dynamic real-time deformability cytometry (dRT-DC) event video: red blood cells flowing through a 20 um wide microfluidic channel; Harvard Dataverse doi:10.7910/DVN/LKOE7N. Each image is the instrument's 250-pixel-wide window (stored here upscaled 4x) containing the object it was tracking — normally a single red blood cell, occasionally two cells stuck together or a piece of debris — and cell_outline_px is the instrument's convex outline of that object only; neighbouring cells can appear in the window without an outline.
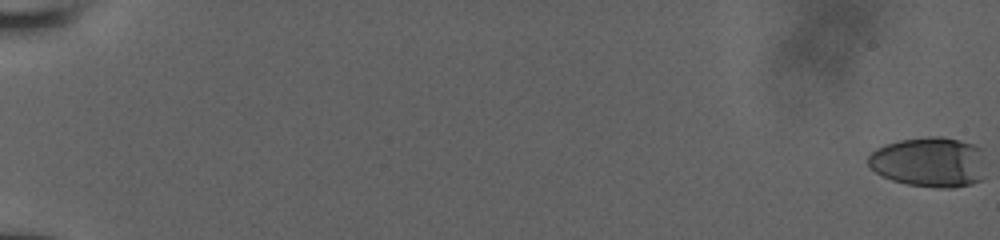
{"species": "human", "species_latin": "Homo sapiens", "temperature_condition": "room temperature", "stored_images_in_passage": 52, "camera_frame_rate_fps": 3000, "um_per_image_px": 0.085, "donor": {"sex": "male"}, "frame": {"image": 1, "passage_image": 1, "time_ms": 0.0, "image_size_px": [1000, 240], "cell_outline_px": [[984, 152], [980, 180], [972, 184], [952, 188], [944, 188], [908, 184], [892, 180], [876, 172], [868, 164], [868, 156], [876, 148], [884, 144], [900, 140], [928, 136], [940, 136], [960, 140], [984, 148]], "centroid_in_image_um": [78.99, 13.75], "position_along_channel_um": 6.0, "area_um2": 34.28}}
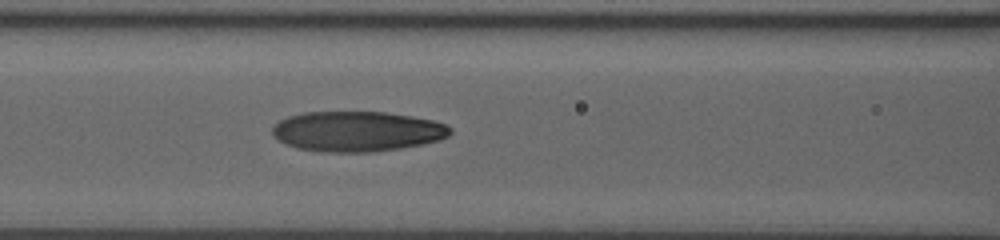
{"frame": {"image": 2, "passage_image": 30, "time_ms": 9.667, "image_size_px": [1000, 240], "cell_outline_px": [[452, 132], [448, 136], [440, 140], [424, 144], [400, 148], [372, 152], [320, 152], [296, 148], [280, 140], [272, 132], [272, 128], [280, 120], [288, 116], [304, 112], [384, 112], [412, 116], [432, 120], [444, 124], [452, 128]], "centroid_in_image_um": [30.38, 11.17], "position_along_channel_um": 136.2, "area_um2": 41.67}}
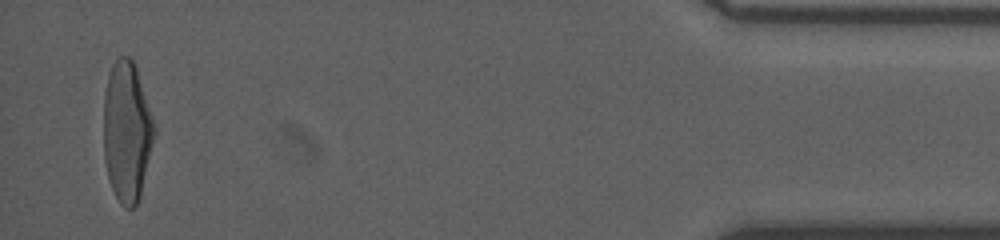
{"frame": {"image": 3, "passage_image": 52, "time_ms": 19.0, "image_size_px": [1000, 240], "cell_outline_px": [[156, 132], [140, 196], [136, 204], [132, 208], [124, 208], [120, 204], [112, 188], [108, 176], [104, 160], [104, 92], [108, 76], [112, 64], [120, 56], [128, 56], [132, 60], [136, 68], [156, 128]], "centroid_in_image_um": [10.78, 11.2], "position_along_channel_um": 424.4, "area_um2": 41.27}, "authors_computed_cell_mechanics": {"area_um2": 39.7664, "velocity_mm_per_s": 3.8609, "shape_relaxation_time_tau1_ms": 5.6082, "shape_relaxation_time_tau2_ms": 1.1857, "deformation_change_tau1": 0.2203, "deformation_change_tau2": 0.0873}}